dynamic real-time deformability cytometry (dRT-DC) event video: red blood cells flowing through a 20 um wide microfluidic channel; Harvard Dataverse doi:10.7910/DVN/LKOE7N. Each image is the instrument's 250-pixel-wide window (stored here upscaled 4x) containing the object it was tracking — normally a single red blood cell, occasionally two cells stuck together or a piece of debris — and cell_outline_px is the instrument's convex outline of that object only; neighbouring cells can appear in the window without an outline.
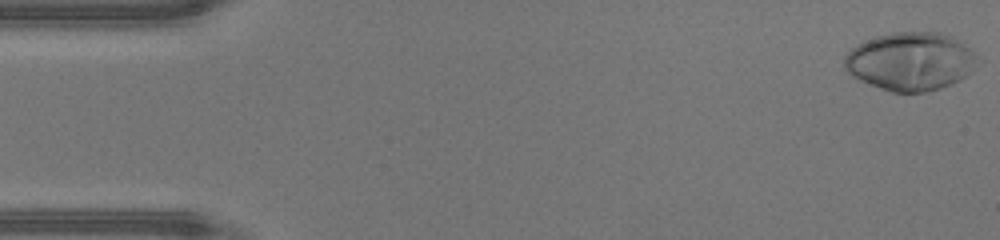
{"species": "human", "species_latin": "Homo sapiens", "temperature_condition": "warm", "stored_images_in_passage": 46, "camera_frame_rate_fps": 3000, "um_per_image_px": 0.085, "donor": {"sex": "male"}, "frame": {"image": 1, "passage_image": 1, "time_ms": 0.0, "image_size_px": [1000, 240], "cell_outline_px": [[976, 56], [972, 72], [960, 80], [952, 84], [928, 92], [892, 92], [880, 88], [860, 80], [852, 76], [844, 68], [844, 56], [856, 44], [876, 36], [892, 32], [940, 32], [952, 36], [964, 44]], "centroid_in_image_um": [77.36, 5.22], "position_along_channel_um": 7.6, "area_um2": 45.08}}
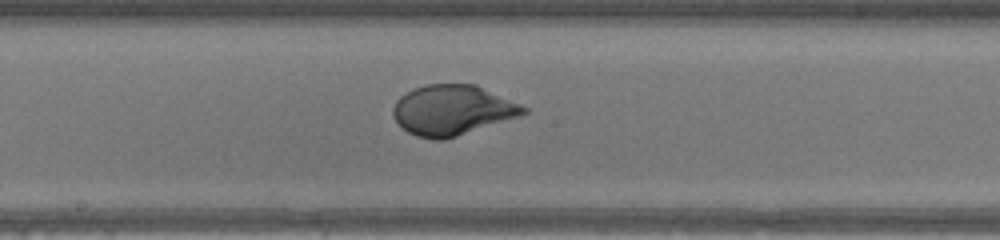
{"frame": {"image": 2, "passage_image": 24, "time_ms": 7.667, "image_size_px": [1000, 240], "cell_outline_px": [[528, 112], [444, 140], [432, 140], [416, 136], [408, 132], [396, 120], [392, 112], [392, 108], [396, 100], [400, 96], [412, 88], [428, 84], [476, 84], [520, 104], [528, 108]], "centroid_in_image_um": [38.4, 9.34], "position_along_channel_um": 209.8, "area_um2": 37.69}}
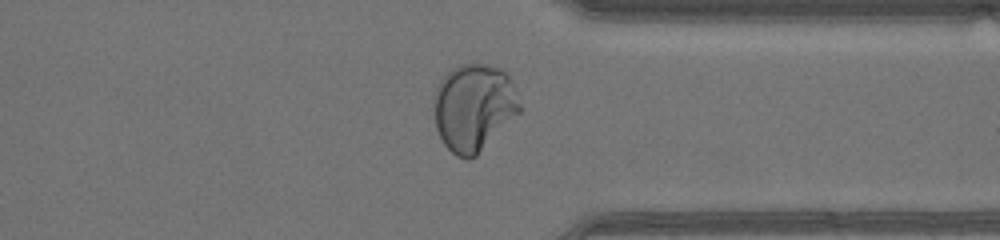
{"frame": {"image": 3, "passage_image": 35, "time_ms": 11.333, "image_size_px": [1000, 240], "cell_outline_px": [[524, 108], [476, 156], [468, 160], [456, 156], [444, 144], [436, 128], [436, 88], [440, 80], [452, 68], [460, 64], [488, 64], [504, 68], [508, 72]], "centroid_in_image_um": [40.34, 9.1], "position_along_channel_um": 371.1, "area_um2": 43.81}, "authors_computed_cell_mechanics": {"area_um2": 40.2577, "velocity_mm_per_s": 4.5004, "shape_relaxation_time_tau1_ms": 3.8722, "shape_relaxation_time_tau2_ms": null, "deformation_change_tau1": 0.2651, "deformation_change_tau2": null}}